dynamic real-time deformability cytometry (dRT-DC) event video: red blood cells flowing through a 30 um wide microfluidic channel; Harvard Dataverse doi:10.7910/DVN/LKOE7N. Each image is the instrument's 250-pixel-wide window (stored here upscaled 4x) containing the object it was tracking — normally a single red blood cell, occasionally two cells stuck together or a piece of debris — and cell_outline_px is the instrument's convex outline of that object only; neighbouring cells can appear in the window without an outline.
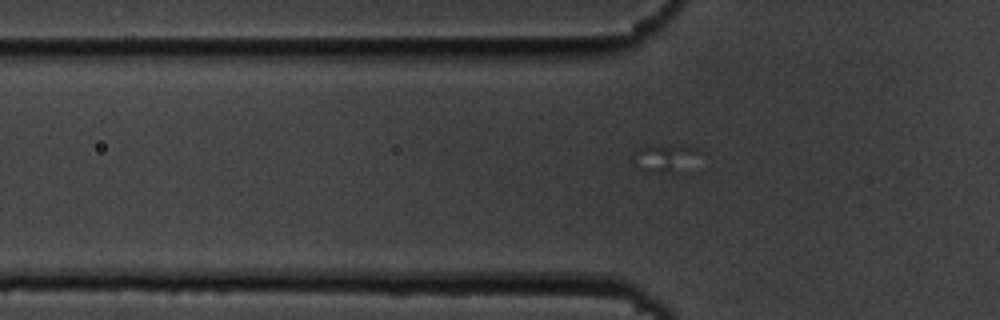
{"species": "common noctule bat (a hibernating species)", "species_latin": "Nyctalus noctula", "temperature_condition": "cold", "stored_images_in_passage": 3, "camera_frame_rate_fps": 3000, "um_per_image_px": 0.085, "animal": {"sex": "male", "body_mass_g": 19.5, "forearm_length_mm": 54.6}, "frame": {"image": 1, "passage_image": 3, "time_ms": 0.667, "image_size_px": [1000, 320], "cell_outline_px": [[704, 152], [700, 156], [672, 172], [648, 172], [636, 168], [632, 164], [632, 152], [648, 144], [688, 144], [700, 148]], "centroid_in_image_um": [56.48, 13.34], "position_along_channel_um": 69.3, "area_um2": 11.27}}